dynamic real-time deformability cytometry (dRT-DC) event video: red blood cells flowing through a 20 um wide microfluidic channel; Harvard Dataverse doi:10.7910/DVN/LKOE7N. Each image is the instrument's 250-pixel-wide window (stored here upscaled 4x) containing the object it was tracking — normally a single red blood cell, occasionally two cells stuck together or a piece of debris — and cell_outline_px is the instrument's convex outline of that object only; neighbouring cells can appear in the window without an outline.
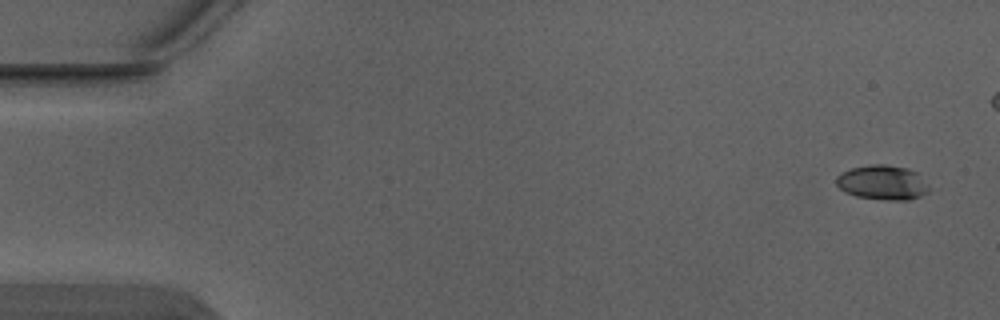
{"species": "Egyptian fruit bat (a non-hibernating species)", "species_latin": "Rousettus aegyptiacus", "temperature_condition": "warm", "stored_images_in_passage": 6, "camera_frame_rate_fps": 3000, "um_per_image_px": 0.085, "animal": {"sex": "male"}, "frame": {"image": 1, "passage_image": 1, "time_ms": 0.0, "image_size_px": [1000, 320], "cell_outline_px": [[928, 192], [920, 196], [908, 200], [888, 200], [856, 196], [844, 192], [836, 184], [836, 176], [840, 172], [852, 168], [868, 164], [888, 164], [908, 168], [916, 172], [928, 184]], "centroid_in_image_um": [74.99, 15.5], "position_along_channel_um": 10.0, "area_um2": 18.84}}
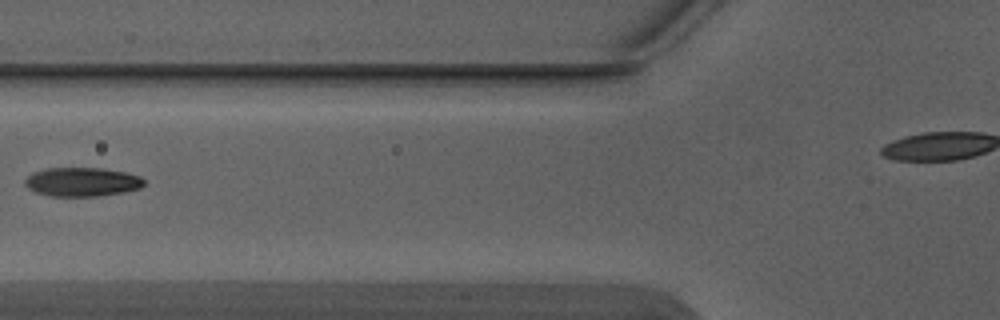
{"frame": {"image": 2, "passage_image": 6, "time_ms": 1.667, "image_size_px": [1000, 320], "cell_outline_px": [[144, 184], [140, 188], [124, 192], [100, 196], [52, 196], [36, 192], [28, 188], [24, 184], [24, 180], [32, 172], [48, 168], [100, 168], [124, 172], [140, 176], [144, 180]], "centroid_in_image_um": [6.96, 15.46], "position_along_channel_um": 118.8, "area_um2": 20.06}}